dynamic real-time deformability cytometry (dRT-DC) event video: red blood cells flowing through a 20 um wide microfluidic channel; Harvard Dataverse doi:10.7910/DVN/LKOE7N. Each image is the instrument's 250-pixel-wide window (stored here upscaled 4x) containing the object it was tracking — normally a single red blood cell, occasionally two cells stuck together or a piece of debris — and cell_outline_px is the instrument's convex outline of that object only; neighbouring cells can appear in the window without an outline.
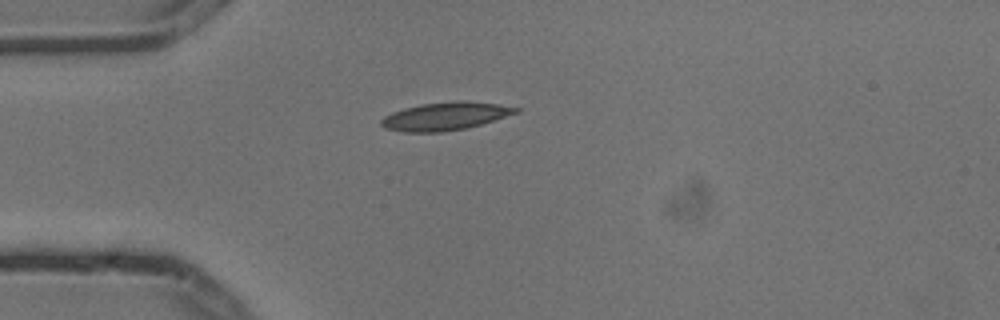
{"species": "common noctule bat (a hibernating species)", "species_latin": "Nyctalus noctula", "temperature_condition": "cold", "stored_images_in_passage": 2, "camera_frame_rate_fps": 3000, "um_per_image_px": 0.085, "animal": {"sex": "male", "body_mass_g": 13.3}, "frame": {"image": 1, "passage_image": 2, "time_ms": 0.333, "image_size_px": [1000, 320], "cell_outline_px": [[520, 112], [480, 124], [464, 128], [440, 132], [404, 132], [384, 128], [380, 124], [380, 120], [384, 116], [392, 112], [404, 108], [420, 104], [456, 100], [464, 100], [500, 104], [520, 108]], "centroid_in_image_um": [37.83, 9.86], "position_along_channel_um": 47.2, "area_um2": 22.02}}